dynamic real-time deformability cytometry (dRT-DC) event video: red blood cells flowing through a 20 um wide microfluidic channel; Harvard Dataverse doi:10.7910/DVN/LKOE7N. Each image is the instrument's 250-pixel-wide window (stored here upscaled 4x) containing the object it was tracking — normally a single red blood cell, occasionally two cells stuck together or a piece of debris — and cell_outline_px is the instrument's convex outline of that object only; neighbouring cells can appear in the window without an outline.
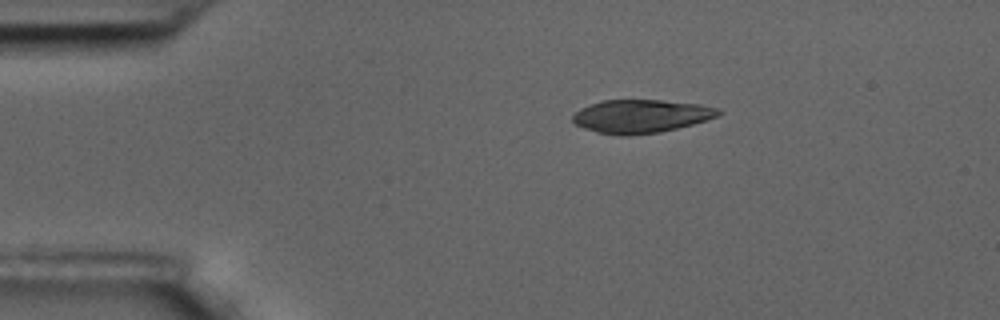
{"species": "common noctule bat (a hibernating species)", "species_latin": "Nyctalus noctula", "temperature_condition": "room temperature", "stored_images_in_passage": 48, "camera_frame_rate_fps": 3000, "um_per_image_px": 0.085, "animal": {"sex": "male", "body_mass_g": 17.5, "forearm_length_mm": 52.3}, "frame": {"image": 1, "passage_image": 1, "time_ms": 0.0, "image_size_px": [1000, 320], "cell_outline_px": [[720, 112], [716, 116], [692, 124], [660, 132], [628, 136], [620, 136], [596, 132], [584, 128], [576, 124], [572, 120], [572, 116], [580, 108], [604, 100], [660, 100], [700, 104], [720, 108]], "centroid_in_image_um": [54.45, 9.88], "position_along_channel_um": 30.5, "area_um2": 28.09}}
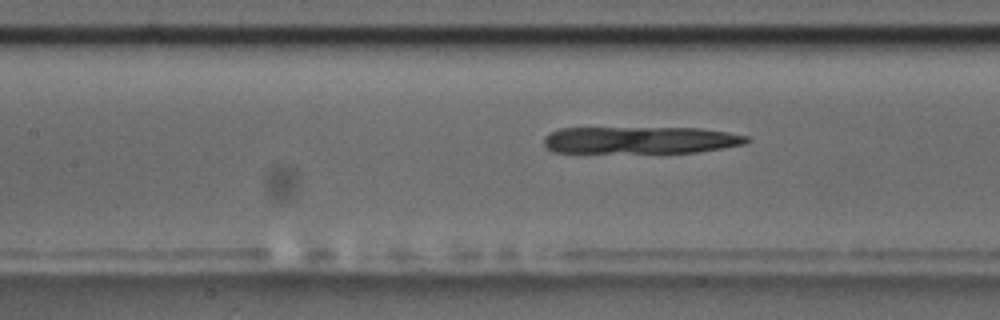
{"frame": {"image": 2, "passage_image": 16, "time_ms": 5.0, "image_size_px": [1000, 320], "cell_outline_px": [[752, 140], [744, 144], [724, 148], [700, 152], [552, 152], [544, 144], [544, 136], [560, 128], [700, 128], [728, 132], [748, 136]], "centroid_in_image_um": [54.48, 11.9], "position_along_channel_um": 152.9, "area_um2": 32.02}}